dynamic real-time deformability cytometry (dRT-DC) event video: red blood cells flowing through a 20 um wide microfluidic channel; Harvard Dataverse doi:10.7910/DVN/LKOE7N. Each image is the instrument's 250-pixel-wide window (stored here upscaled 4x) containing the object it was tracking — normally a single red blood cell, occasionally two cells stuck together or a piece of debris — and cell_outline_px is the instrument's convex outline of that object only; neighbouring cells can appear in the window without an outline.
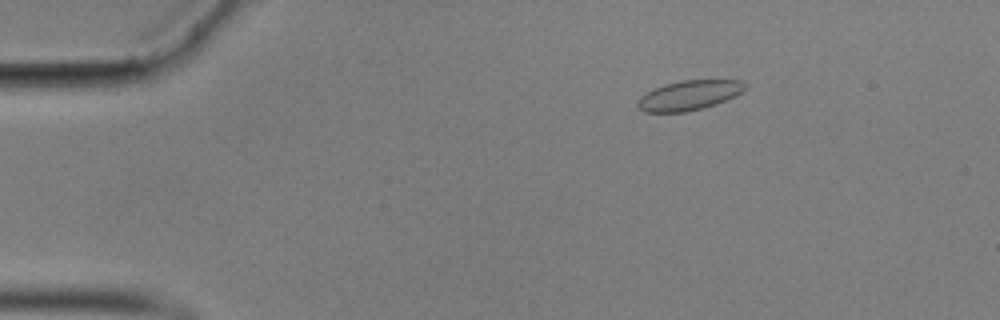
{"species": "common noctule bat (a hibernating species)", "species_latin": "Nyctalus noctula", "temperature_condition": "cold", "stored_images_in_passage": 53, "camera_frame_rate_fps": 3000, "um_per_image_px": 0.085, "animal": {"sex": "male", "body_mass_g": 17.9}, "frame": {"image": 1, "passage_image": 5, "time_ms": 1.333, "image_size_px": [1000, 320], "cell_outline_px": [[748, 88], [736, 96], [716, 104], [684, 112], [644, 112], [636, 104], [636, 100], [640, 96], [652, 88], [664, 84], [680, 80], [744, 80], [748, 84]], "centroid_in_image_um": [58.59, 8.08], "position_along_channel_um": 26.4, "area_um2": 18.9}}
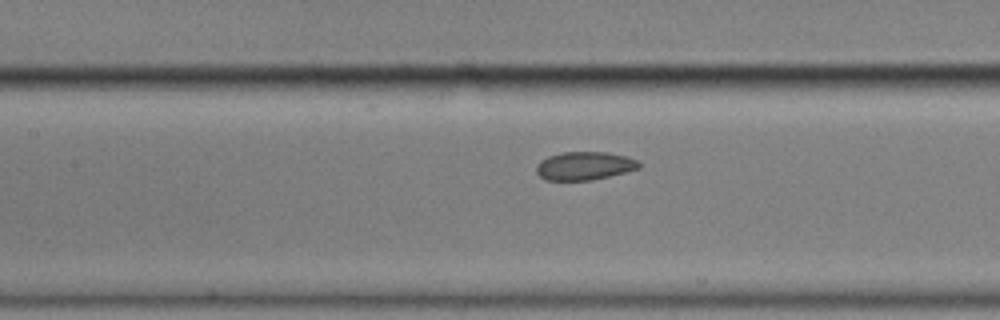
{"frame": {"image": 2, "passage_image": 22, "time_ms": 7.0, "image_size_px": [1000, 320], "cell_outline_px": [[640, 168], [592, 180], [544, 180], [536, 172], [536, 164], [540, 160], [548, 156], [564, 152], [608, 152], [628, 156], [636, 160], [640, 164]], "centroid_in_image_um": [49.65, 14.09], "position_along_channel_um": 157.7, "area_um2": 16.94}}
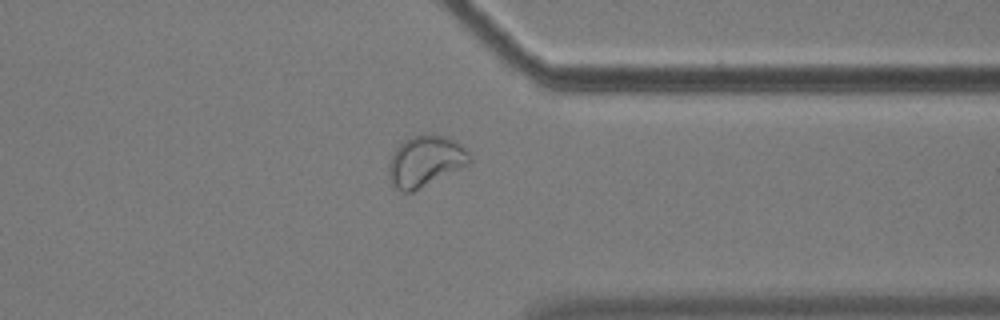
{"frame": {"image": 3, "passage_image": 41, "time_ms": 13.333, "image_size_px": [1000, 320], "cell_outline_px": [[472, 160], [468, 164], [412, 192], [404, 192], [396, 188], [392, 184], [388, 176], [388, 164], [396, 148], [404, 140], [412, 136], [444, 136], [460, 144], [468, 152]], "centroid_in_image_um": [36.12, 13.72], "position_along_channel_um": 375.3, "area_um2": 23.35}, "authors_computed_cell_mechanics": {"area_um2": 18.785, "velocity_mm_per_s": 3.4864, "shape_relaxation_time_tau1_ms": 4.9616, "shape_relaxation_time_tau2_ms": null, "deformation_change_tau1": 0.0663, "deformation_change_tau2": null}}